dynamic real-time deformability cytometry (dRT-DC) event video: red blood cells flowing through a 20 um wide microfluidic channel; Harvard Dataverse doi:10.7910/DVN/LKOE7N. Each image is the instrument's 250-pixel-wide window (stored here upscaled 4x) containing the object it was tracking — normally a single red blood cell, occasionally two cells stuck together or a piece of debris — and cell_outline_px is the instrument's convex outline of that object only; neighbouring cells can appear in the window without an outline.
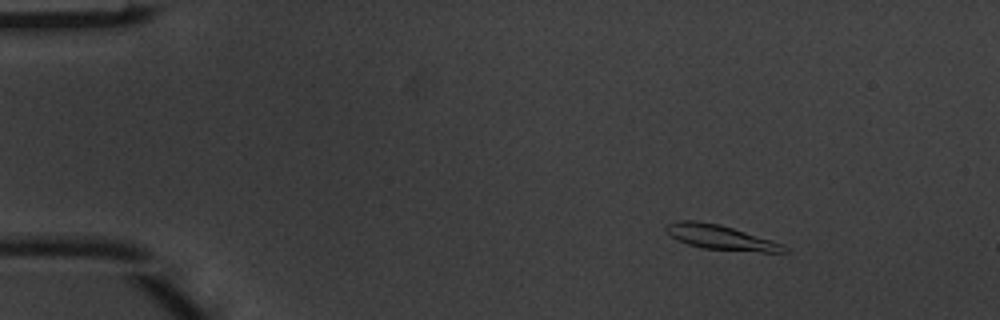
{"species": "common noctule bat (a hibernating species)", "species_latin": "Nyctalus noctula", "temperature_condition": "warm", "stored_images_in_passage": 5, "camera_frame_rate_fps": 3000, "um_per_image_px": 0.085, "animal": {"sex": "male", "body_mass_g": 20.1, "forearm_length_mm": 53.5}, "frame": {"image": 1, "passage_image": 2, "time_ms": 0.333, "image_size_px": [1000, 320], "cell_outline_px": [[788, 252], [760, 252], [700, 248], [688, 244], [672, 236], [664, 228], [668, 224], [680, 220], [696, 220], [720, 224], [772, 240], [784, 244], [788, 248]], "centroid_in_image_um": [61.3, 20.18], "position_along_channel_um": 23.7, "area_um2": 16.88}}